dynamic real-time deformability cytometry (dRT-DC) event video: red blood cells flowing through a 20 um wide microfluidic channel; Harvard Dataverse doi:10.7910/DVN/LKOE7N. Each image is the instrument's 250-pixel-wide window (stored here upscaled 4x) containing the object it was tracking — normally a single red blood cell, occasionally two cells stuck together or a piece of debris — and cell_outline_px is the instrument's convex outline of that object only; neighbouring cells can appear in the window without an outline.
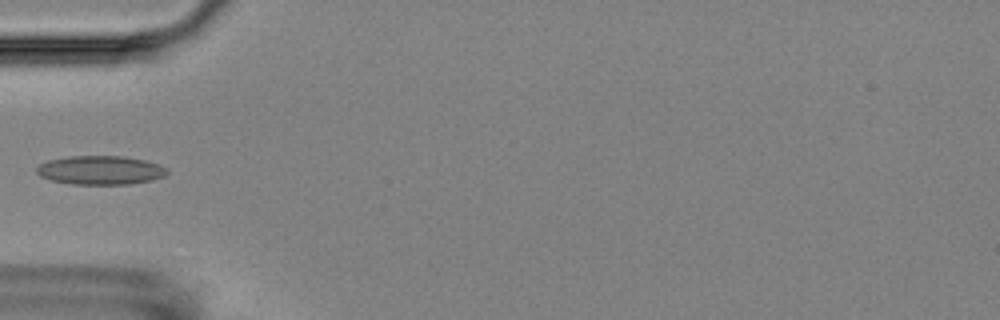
{"species": "Egyptian fruit bat (a non-hibernating species)", "species_latin": "Rousettus aegyptiacus", "temperature_condition": "room temperature", "stored_images_in_passage": 8, "camera_frame_rate_fps": 3000, "um_per_image_px": 0.085, "animal": {"sex": "female"}, "frame": {"image": 1, "passage_image": 6, "time_ms": 6.0, "image_size_px": [1000, 320], "cell_outline_px": [[168, 172], [164, 176], [152, 180], [128, 184], [72, 184], [52, 180], [40, 176], [36, 172], [36, 168], [40, 164], [48, 160], [68, 156], [124, 156], [144, 160], [160, 164], [168, 168]], "centroid_in_image_um": [8.55, 14.46], "position_along_channel_um": 76.5, "area_um2": 21.96}}
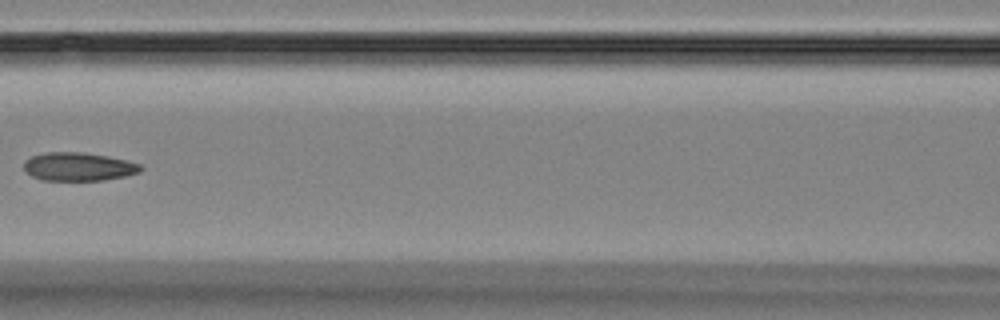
{"frame": {"image": 2, "passage_image": 8, "time_ms": 8.333, "image_size_px": [1000, 320], "cell_outline_px": [[144, 168], [140, 172], [124, 176], [104, 180], [44, 180], [32, 176], [24, 168], [24, 160], [32, 156], [48, 152], [84, 152], [124, 160], [140, 164]], "centroid_in_image_um": [6.67, 14.17], "position_along_channel_um": 159.9, "area_um2": 19.07}}